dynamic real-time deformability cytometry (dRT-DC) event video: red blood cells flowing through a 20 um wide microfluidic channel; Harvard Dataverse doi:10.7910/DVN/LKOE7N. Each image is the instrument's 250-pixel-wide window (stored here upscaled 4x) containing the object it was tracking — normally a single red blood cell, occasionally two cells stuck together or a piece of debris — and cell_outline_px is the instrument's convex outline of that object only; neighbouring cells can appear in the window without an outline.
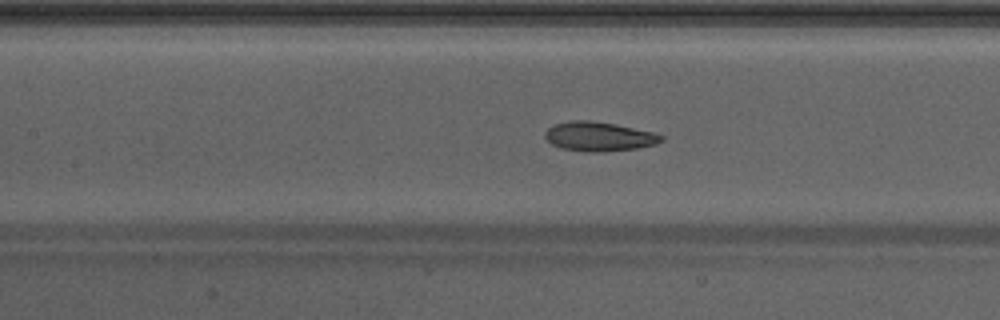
{"species": "Egyptian fruit bat (a non-hibernating species)", "species_latin": "Rousettus aegyptiacus", "temperature_condition": "warm", "stored_images_in_passage": 39, "camera_frame_rate_fps": 3000, "um_per_image_px": 0.085, "animal": {"sex": "male"}, "frame": {"image": 1, "passage_image": 13, "time_ms": 4.0, "image_size_px": [1000, 320], "cell_outline_px": [[664, 140], [656, 144], [636, 148], [604, 152], [584, 152], [560, 148], [552, 144], [544, 136], [544, 132], [548, 128], [556, 124], [572, 120], [588, 120], [616, 124], [652, 132], [664, 136]], "centroid_in_image_um": [50.9, 11.61], "position_along_channel_um": 156.5, "area_um2": 19.88}}
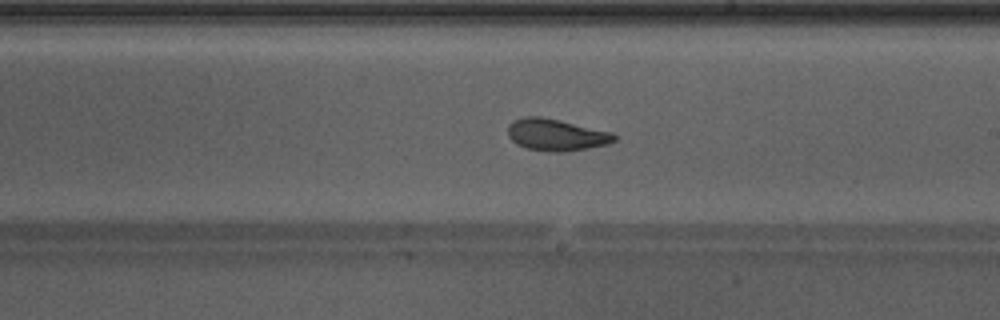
{"frame": {"image": 2, "passage_image": 19, "time_ms": 6.0, "image_size_px": [1000, 320], "cell_outline_px": [[616, 140], [608, 144], [588, 148], [564, 152], [552, 152], [528, 148], [516, 144], [508, 136], [508, 124], [512, 120], [524, 116], [540, 116], [560, 120], [612, 132], [616, 136]], "centroid_in_image_um": [47.26, 11.45], "position_along_channel_um": 241.7, "area_um2": 19.83}}
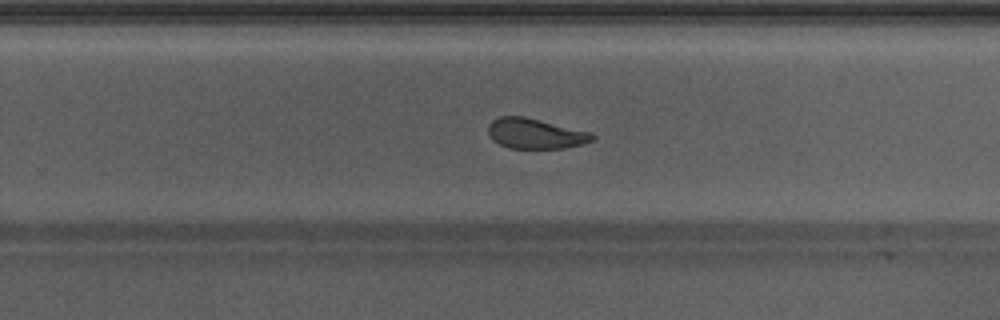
{"frame": {"image": 3, "passage_image": 22, "time_ms": 7.0, "image_size_px": [1000, 320], "cell_outline_px": [[596, 136], [592, 140], [580, 144], [564, 148], [508, 148], [492, 140], [488, 132], [488, 124], [492, 120], [500, 116], [524, 116], [592, 132]], "centroid_in_image_um": [45.48, 11.34], "position_along_channel_um": 284.3, "area_um2": 18.38}, "authors_computed_cell_mechanics": {"area_um2": 19.7098, "velocity_mm_per_s": 4.2745, "shape_relaxation_time_tau1_ms": 4.0258, "shape_relaxation_time_tau2_ms": 1.4332, "deformation_change_tau1": 0.1261, "deformation_change_tau2": 0.0699}}